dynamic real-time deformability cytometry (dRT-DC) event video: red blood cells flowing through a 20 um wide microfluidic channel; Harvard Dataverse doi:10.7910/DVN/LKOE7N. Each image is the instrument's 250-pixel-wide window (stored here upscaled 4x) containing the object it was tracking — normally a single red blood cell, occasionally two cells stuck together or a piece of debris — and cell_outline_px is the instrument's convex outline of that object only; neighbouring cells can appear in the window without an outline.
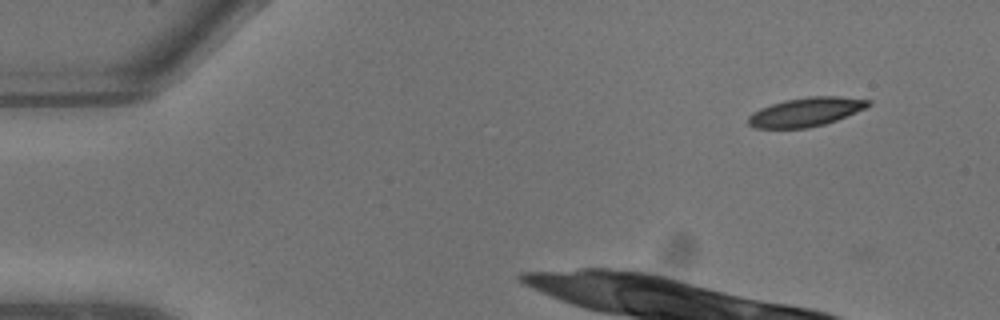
{"species": "common noctule bat (a hibernating species)", "species_latin": "Nyctalus noctula", "temperature_condition": "warm", "stored_images_in_passage": 9, "camera_frame_rate_fps": 3000, "um_per_image_px": 0.085, "animal": {"sex": "male", "body_mass_g": 13.3}, "frame": {"image": 1, "passage_image": 1, "time_ms": 0.0, "image_size_px": [1000, 320], "cell_outline_px": [[872, 104], [856, 112], [836, 120], [824, 124], [808, 128], [752, 128], [748, 124], [748, 116], [752, 112], [760, 108], [784, 100], [808, 96], [840, 96], [872, 100]], "centroid_in_image_um": [68.49, 9.51], "position_along_channel_um": 16.5, "area_um2": 20.29}}